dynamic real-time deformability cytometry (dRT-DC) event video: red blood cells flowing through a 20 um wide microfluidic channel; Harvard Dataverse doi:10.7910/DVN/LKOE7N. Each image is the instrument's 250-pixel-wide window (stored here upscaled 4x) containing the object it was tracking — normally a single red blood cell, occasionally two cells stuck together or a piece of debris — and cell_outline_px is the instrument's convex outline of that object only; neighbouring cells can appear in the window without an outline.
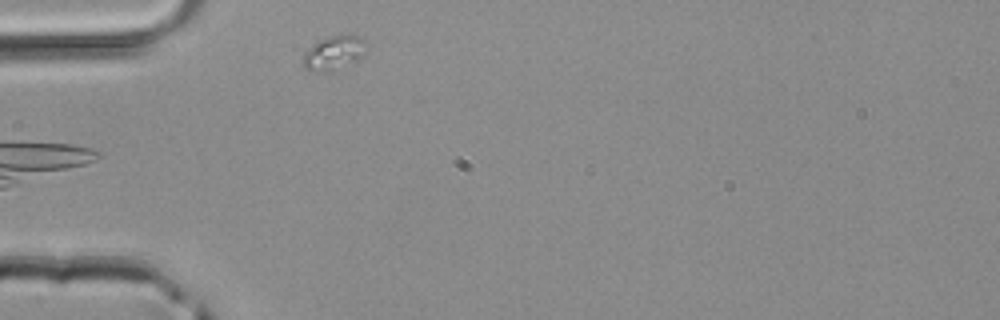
{"species": "common noctule bat (a hibernating species)", "species_latin": "Nyctalus noctula", "temperature_condition": "room temperature", "stored_images_in_passage": 2, "camera_frame_rate_fps": 3000, "um_per_image_px": 0.085, "animal": {"sex": "male", "body_mass_g": 20.4}, "frame": {"image": 1, "passage_image": 2, "time_ms": 0.333, "image_size_px": [1000, 320], "cell_outline_px": [[364, 56], [356, 60], [328, 72], [320, 72], [304, 68], [304, 52], [316, 40], [328, 36], [356, 36], [364, 40]], "centroid_in_image_um": [28.32, 4.49], "position_along_channel_um": 56.7, "area_um2": 12.2}}